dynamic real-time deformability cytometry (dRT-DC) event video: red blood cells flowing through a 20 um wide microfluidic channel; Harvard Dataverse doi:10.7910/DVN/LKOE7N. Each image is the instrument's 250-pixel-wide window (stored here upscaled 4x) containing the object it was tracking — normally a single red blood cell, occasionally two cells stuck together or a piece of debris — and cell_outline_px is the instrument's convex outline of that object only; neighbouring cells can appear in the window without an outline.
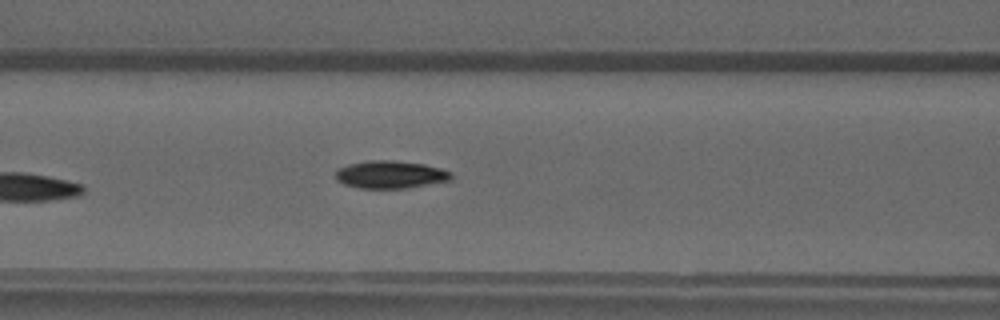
{"species": "common noctule bat (a hibernating species)", "species_latin": "Nyctalus noctula", "temperature_condition": "warm", "stored_images_in_passage": 5, "camera_frame_rate_fps": 3000, "um_per_image_px": 0.085, "animal": {"sex": "male", "forearm_length_mm": 52.5}, "frame": {"image": 1, "passage_image": 5, "time_ms": 4.667, "image_size_px": [1000, 320], "cell_outline_px": [[452, 180], [408, 188], [360, 188], [344, 184], [336, 180], [336, 168], [348, 164], [368, 160], [392, 160], [424, 164], [440, 168], [452, 172]], "centroid_in_image_um": [33.18, 14.83], "position_along_channel_um": 133.4, "area_um2": 18.79}}